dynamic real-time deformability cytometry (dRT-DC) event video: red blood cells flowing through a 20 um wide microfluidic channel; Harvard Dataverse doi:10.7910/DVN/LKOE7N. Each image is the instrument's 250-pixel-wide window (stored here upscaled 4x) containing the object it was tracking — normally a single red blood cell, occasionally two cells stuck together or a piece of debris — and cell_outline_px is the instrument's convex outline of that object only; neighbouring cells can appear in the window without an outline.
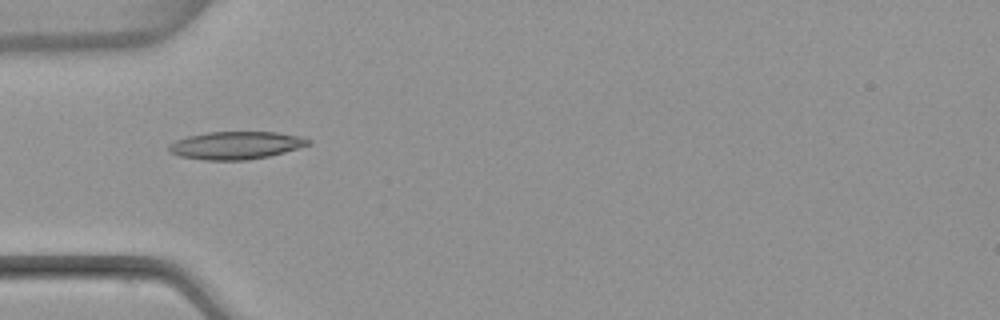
{"species": "common noctule bat (a hibernating species)", "species_latin": "Nyctalus noctula", "temperature_condition": "warm", "stored_images_in_passage": 6, "camera_frame_rate_fps": 3000, "um_per_image_px": 0.085, "animal": {"sex": "female", "body_mass_g": 22.7, "forearm_length_mm": 54.2}, "frame": {"image": 1, "passage_image": 5, "time_ms": 5.0, "image_size_px": [1000, 320], "cell_outline_px": [[312, 144], [284, 152], [268, 156], [248, 160], [204, 160], [180, 156], [168, 152], [168, 144], [176, 140], [188, 136], [208, 132], [276, 132], [300, 136], [312, 140]], "centroid_in_image_um": [20.05, 12.35], "position_along_channel_um": 65.0, "area_um2": 22.6}}
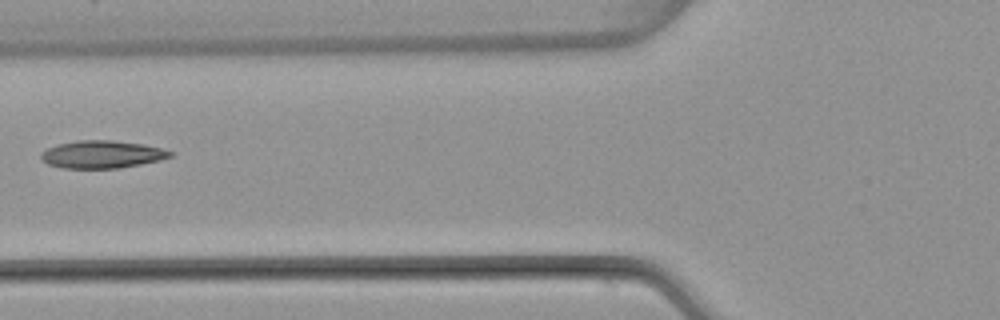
{"frame": {"image": 2, "passage_image": 6, "time_ms": 6.333, "image_size_px": [1000, 320], "cell_outline_px": [[172, 156], [160, 160], [120, 168], [64, 168], [48, 164], [40, 160], [40, 152], [56, 144], [76, 140], [112, 140], [144, 144], [160, 148], [172, 152]], "centroid_in_image_um": [8.62, 13.12], "position_along_channel_um": 117.2, "area_um2": 20.87}}